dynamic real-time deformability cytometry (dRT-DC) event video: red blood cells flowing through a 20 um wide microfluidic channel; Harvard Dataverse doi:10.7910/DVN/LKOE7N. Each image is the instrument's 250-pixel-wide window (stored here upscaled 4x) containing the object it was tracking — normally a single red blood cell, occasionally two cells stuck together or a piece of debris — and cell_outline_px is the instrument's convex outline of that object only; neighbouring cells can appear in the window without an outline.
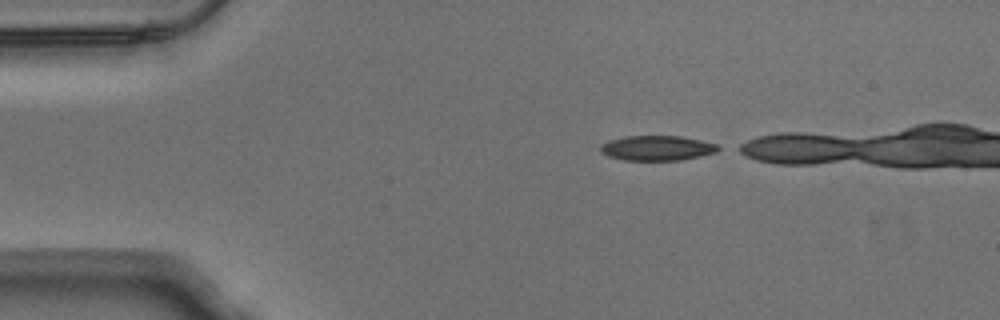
{"species": "Egyptian fruit bat (a non-hibernating species)", "species_latin": "Rousettus aegyptiacus", "temperature_condition": "warm", "stored_images_in_passage": 8, "camera_frame_rate_fps": 3000, "um_per_image_px": 0.085, "animal": {"sex": "male"}, "frame": {"image": 1, "passage_image": 1, "time_ms": 0.0, "image_size_px": [1000, 320], "cell_outline_px": [[724, 148], [716, 152], [700, 156], [680, 160], [624, 160], [608, 156], [600, 152], [600, 144], [608, 140], [624, 136], [680, 136], [720, 144]], "centroid_in_image_um": [55.87, 12.58], "position_along_channel_um": 29.1, "area_um2": 17.34}}